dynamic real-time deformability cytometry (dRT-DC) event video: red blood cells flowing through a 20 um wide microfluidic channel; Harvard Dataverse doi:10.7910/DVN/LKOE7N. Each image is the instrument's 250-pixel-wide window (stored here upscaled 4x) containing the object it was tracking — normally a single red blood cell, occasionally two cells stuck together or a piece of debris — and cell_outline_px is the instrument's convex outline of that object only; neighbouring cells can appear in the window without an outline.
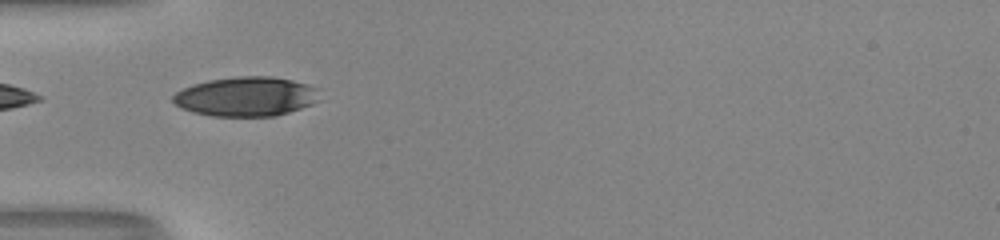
{"species": "human", "species_latin": "Homo sapiens", "temperature_condition": "room temperature", "stored_images_in_passage": 35, "camera_frame_rate_fps": 3000, "um_per_image_px": 0.085, "donor": {"sex": "male"}, "frame": {"image": 1, "passage_image": 1, "time_ms": 0.0, "image_size_px": [1000, 240], "cell_outline_px": [[320, 100], [312, 104], [276, 116], [212, 116], [192, 112], [180, 108], [172, 100], [172, 96], [176, 92], [192, 84], [208, 80], [236, 76], [272, 76], [292, 80], [308, 84], [316, 88]], "centroid_in_image_um": [20.9, 8.2], "position_along_channel_um": 64.1, "area_um2": 33.81}}
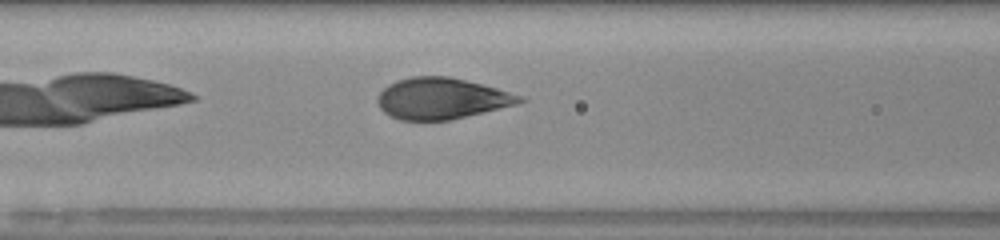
{"frame": {"image": 2, "passage_image": 6, "time_ms": 1.667, "image_size_px": [1000, 240], "cell_outline_px": [[528, 100], [516, 104], [448, 120], [400, 120], [384, 112], [380, 108], [376, 100], [380, 92], [388, 84], [396, 80], [412, 76], [448, 76], [496, 88], [524, 96]], "centroid_in_image_um": [37.51, 8.36], "position_along_channel_um": 129.1, "area_um2": 33.81}}
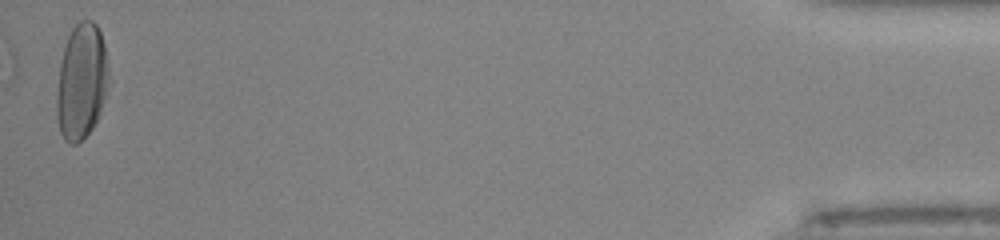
{"frame": {"image": 3, "passage_image": 35, "time_ms": 11.333, "image_size_px": [1000, 240], "cell_outline_px": [[108, 80], [104, 100], [100, 112], [92, 128], [76, 144], [68, 144], [64, 140], [60, 132], [56, 116], [56, 92], [60, 64], [64, 48], [68, 36], [72, 28], [80, 20], [92, 20], [96, 24], [100, 32], [104, 44], [108, 68]], "centroid_in_image_um": [6.9, 6.93], "position_along_channel_um": 428.3, "area_um2": 34.97}, "authors_computed_cell_mechanics": {"area_um2": 34.9112, "velocity_mm_per_s": 4.0439, "shape_relaxation_time_tau1_ms": 3.7559, "shape_relaxation_time_tau2_ms": null, "deformation_change_tau1": 0.1885, "deformation_change_tau2": null}}